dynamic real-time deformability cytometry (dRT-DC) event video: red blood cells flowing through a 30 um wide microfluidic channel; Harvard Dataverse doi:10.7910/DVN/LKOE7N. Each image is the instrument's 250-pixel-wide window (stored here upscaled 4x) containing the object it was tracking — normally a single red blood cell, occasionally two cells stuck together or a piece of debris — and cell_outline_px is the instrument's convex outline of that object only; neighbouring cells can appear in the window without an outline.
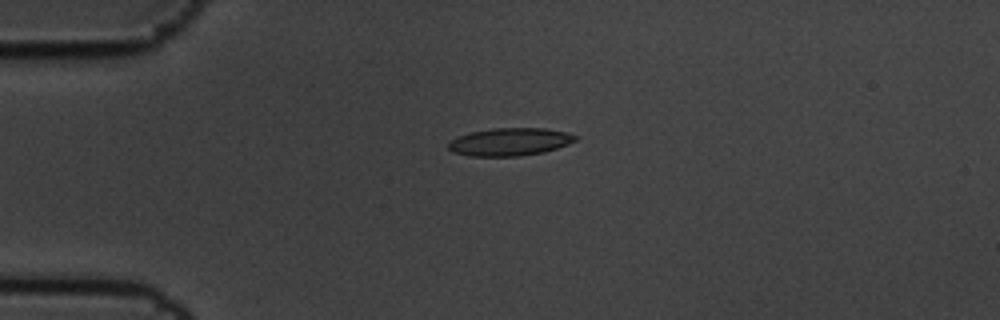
{"species": "common noctule bat (a hibernating species)", "species_latin": "Nyctalus noctula", "temperature_condition": "cold", "stored_images_in_passage": 5, "camera_frame_rate_fps": 3000, "um_per_image_px": 0.085, "animal": {"sex": "male", "body_mass_g": 19.5, "forearm_length_mm": 54.6}, "frame": {"image": 1, "passage_image": 4, "time_ms": 1.0, "image_size_px": [1000, 320], "cell_outline_px": [[576, 140], [568, 144], [544, 152], [520, 156], [472, 156], [452, 152], [448, 148], [448, 144], [452, 140], [460, 136], [472, 132], [492, 128], [544, 128], [564, 132], [576, 136]], "centroid_in_image_um": [43.32, 12.06], "position_along_channel_um": 41.7, "area_um2": 20.29}}